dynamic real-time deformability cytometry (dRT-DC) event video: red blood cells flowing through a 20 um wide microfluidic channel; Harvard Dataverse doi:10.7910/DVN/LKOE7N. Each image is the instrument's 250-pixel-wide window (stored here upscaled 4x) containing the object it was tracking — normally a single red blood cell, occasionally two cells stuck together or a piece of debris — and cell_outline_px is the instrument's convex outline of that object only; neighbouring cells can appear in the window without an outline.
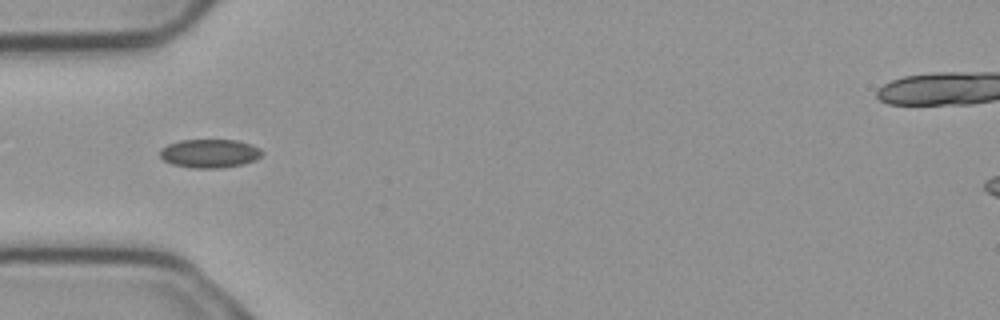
{"species": "common noctule bat (a hibernating species)", "species_latin": "Nyctalus noctula", "temperature_condition": "cold", "stored_images_in_passage": 6, "camera_frame_rate_fps": 3000, "um_per_image_px": 0.085, "animal": {"sex": "male", "body_mass_g": 23.1, "forearm_length_mm": 52.7}, "frame": {"image": 1, "passage_image": 4, "time_ms": 1.0, "image_size_px": [1000, 320], "cell_outline_px": [[264, 152], [256, 160], [244, 164], [224, 168], [192, 168], [172, 164], [164, 160], [160, 156], [160, 148], [168, 144], [180, 140], [236, 140], [252, 144], [260, 148]], "centroid_in_image_um": [17.84, 13.04], "position_along_channel_um": 67.2, "area_um2": 17.22}}
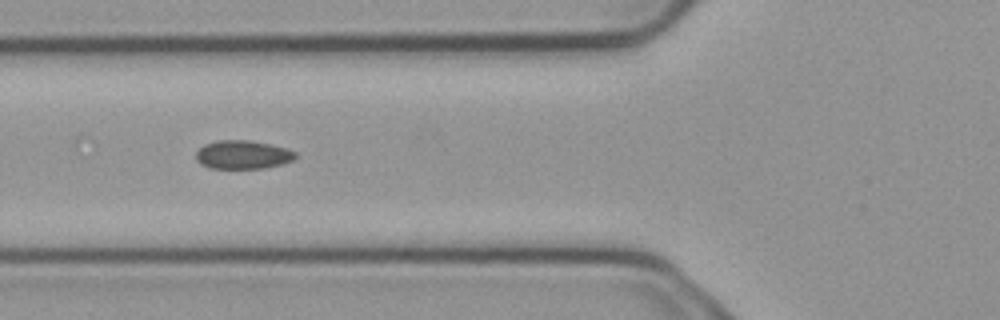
{"frame": {"image": 2, "passage_image": 5, "time_ms": 1.333, "image_size_px": [1000, 320], "cell_outline_px": [[296, 156], [292, 160], [284, 164], [264, 168], [208, 168], [200, 164], [196, 160], [196, 152], [204, 144], [216, 140], [248, 140], [272, 144], [288, 148], [296, 152]], "centroid_in_image_um": [20.64, 13.14], "position_along_channel_um": 105.2, "area_um2": 16.76}}
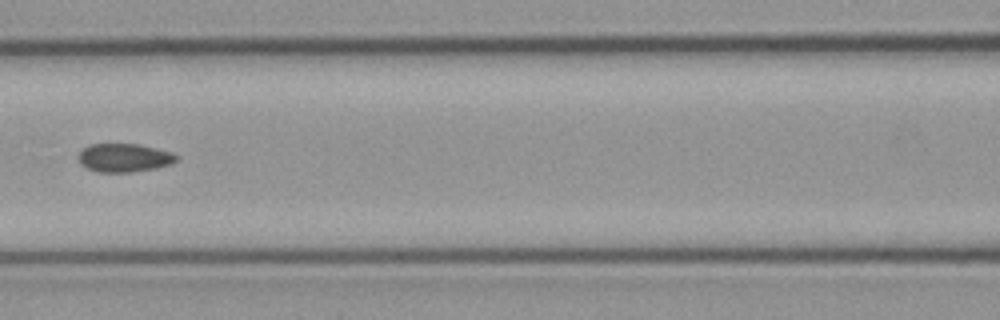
{"frame": {"image": 3, "passage_image": 6, "time_ms": 1.667, "image_size_px": [1000, 320], "cell_outline_px": [[180, 160], [172, 164], [156, 168], [132, 172], [96, 172], [80, 164], [76, 156], [84, 148], [92, 144], [140, 144], [172, 152], [180, 156]], "centroid_in_image_um": [10.6, 13.41], "position_along_channel_um": 156.0, "area_um2": 16.53}}